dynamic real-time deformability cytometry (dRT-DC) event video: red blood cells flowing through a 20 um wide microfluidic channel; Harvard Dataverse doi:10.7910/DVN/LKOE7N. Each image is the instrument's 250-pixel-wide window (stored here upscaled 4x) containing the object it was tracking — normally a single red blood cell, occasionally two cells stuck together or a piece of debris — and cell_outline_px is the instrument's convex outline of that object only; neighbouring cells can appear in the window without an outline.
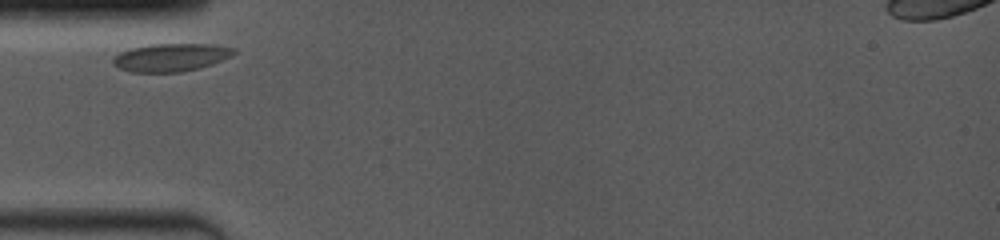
{"species": "common noctule bat (a hibernating species)", "species_latin": "Nyctalus noctula", "temperature_condition": "room temperature", "stored_images_in_passage": 9, "camera_frame_rate_fps": 4000, "um_per_image_px": 0.085, "animal": {"sex": "female", "body_mass_g": 19.0, "forearm_length_mm": 53.3}, "frame": {"image": 1, "passage_image": 1, "time_ms": 0.0, "image_size_px": [1000, 240], "cell_outline_px": [[236, 52], [232, 56], [212, 64], [200, 68], [180, 72], [132, 72], [120, 68], [112, 64], [112, 60], [120, 52], [132, 48], [152, 44], [212, 44], [236, 48]], "centroid_in_image_um": [14.56, 4.88], "position_along_channel_um": 70.4, "area_um2": 19.65}}
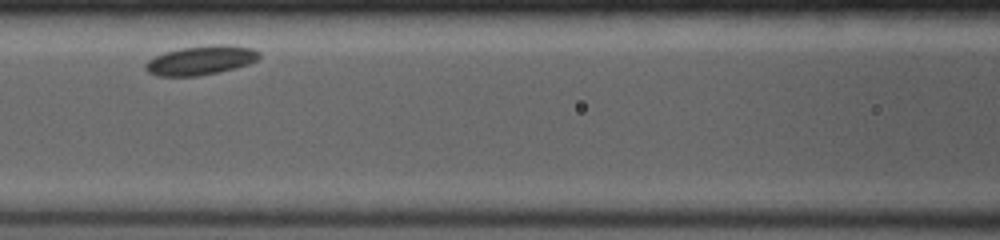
{"frame": {"image": 2, "passage_image": 4, "time_ms": 2.25, "image_size_px": [1000, 240], "cell_outline_px": [[260, 56], [256, 60], [248, 64], [236, 68], [220, 72], [200, 76], [156, 76], [148, 72], [144, 68], [144, 64], [148, 60], [164, 52], [180, 48], [204, 44], [228, 44], [252, 48], [260, 52]], "centroid_in_image_um": [17.07, 5.11], "position_along_channel_um": 149.5, "area_um2": 19.71}}
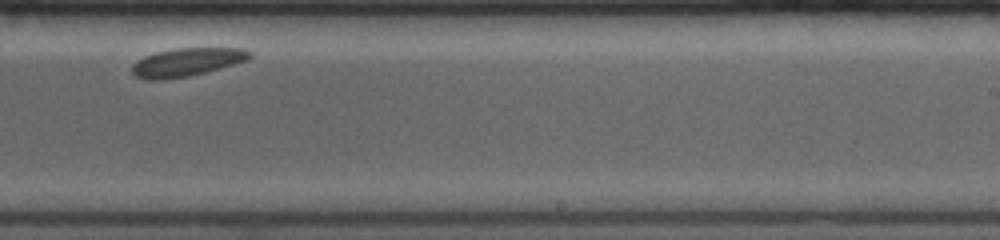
{"frame": {"image": 3, "passage_image": 8, "time_ms": 5.75, "image_size_px": [1000, 240], "cell_outline_px": [[252, 56], [248, 60], [220, 68], [188, 76], [164, 80], [144, 80], [136, 76], [132, 72], [132, 64], [136, 60], [144, 56], [156, 52], [176, 48], [244, 48], [252, 52]], "centroid_in_image_um": [15.86, 5.28], "position_along_channel_um": 273.1, "area_um2": 19.48}}